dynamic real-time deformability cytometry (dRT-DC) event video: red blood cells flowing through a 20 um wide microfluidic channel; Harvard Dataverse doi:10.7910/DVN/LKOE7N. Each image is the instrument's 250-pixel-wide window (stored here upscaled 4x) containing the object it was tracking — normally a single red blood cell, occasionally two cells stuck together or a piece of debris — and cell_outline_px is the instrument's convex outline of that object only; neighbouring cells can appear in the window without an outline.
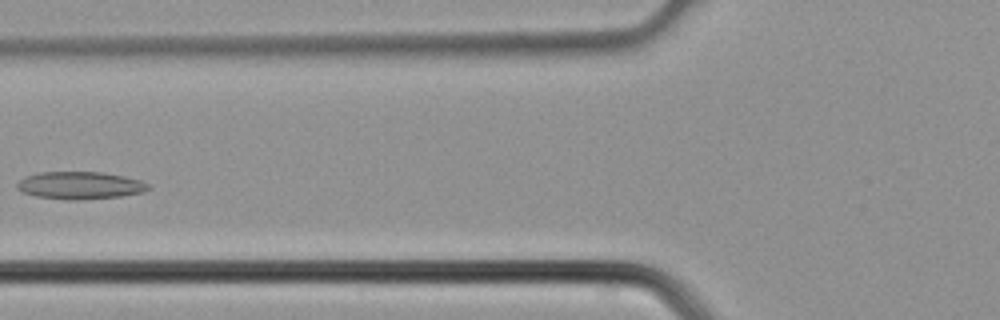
{"species": "common noctule bat (a hibernating species)", "species_latin": "Nyctalus noctula", "temperature_condition": "cold", "stored_images_in_passage": 5, "camera_frame_rate_fps": 3000, "um_per_image_px": 0.085, "animal": {"sex": "male", "body_mass_g": 21.5, "forearm_length_mm": 52.0}, "frame": {"image": 1, "passage_image": 4, "time_ms": 1.0, "image_size_px": [1000, 320], "cell_outline_px": [[152, 188], [144, 192], [120, 196], [76, 200], [68, 200], [36, 196], [20, 192], [16, 188], [16, 184], [24, 176], [40, 172], [100, 172], [124, 176], [140, 180], [152, 184]], "centroid_in_image_um": [6.81, 15.76], "position_along_channel_um": 119.0, "area_um2": 21.21}}